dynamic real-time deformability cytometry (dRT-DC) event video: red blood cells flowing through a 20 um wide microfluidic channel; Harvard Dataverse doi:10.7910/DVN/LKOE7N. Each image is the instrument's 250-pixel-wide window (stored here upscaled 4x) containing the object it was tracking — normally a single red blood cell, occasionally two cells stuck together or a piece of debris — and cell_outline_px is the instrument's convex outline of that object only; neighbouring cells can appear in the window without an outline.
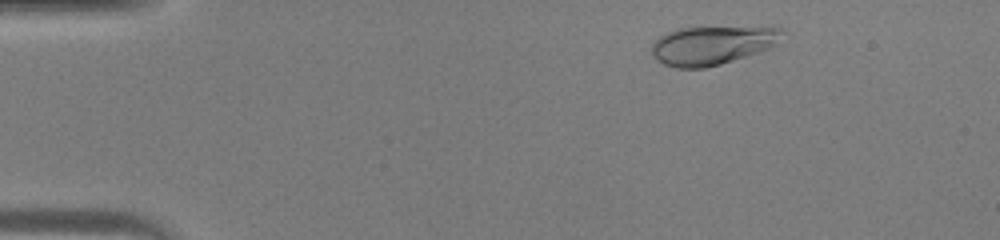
{"species": "human", "species_latin": "Homo sapiens", "temperature_condition": "warm", "stored_images_in_passage": 42, "camera_frame_rate_fps": 3000, "um_per_image_px": 0.085, "donor": {"sex": "male"}, "frame": {"image": 1, "passage_image": 4, "time_ms": 1.0, "image_size_px": [1000, 240], "cell_outline_px": [[784, 32], [768, 48], [720, 64], [704, 68], [676, 68], [664, 64], [656, 60], [652, 56], [652, 44], [660, 36], [676, 28], [772, 24], [776, 24]], "centroid_in_image_um": [60.55, 3.78], "position_along_channel_um": 24.4, "area_um2": 30.06}}
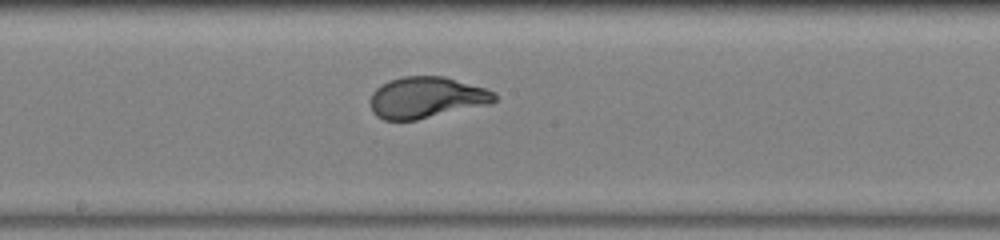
{"frame": {"image": 2, "passage_image": 22, "time_ms": 7.0, "image_size_px": [1000, 240], "cell_outline_px": [[496, 100], [492, 104], [416, 120], [384, 120], [376, 116], [372, 112], [368, 100], [372, 92], [380, 84], [388, 80], [404, 76], [444, 76], [484, 88], [496, 92]], "centroid_in_image_um": [36.21, 8.29], "position_along_channel_um": 212.0, "area_um2": 30.29}}
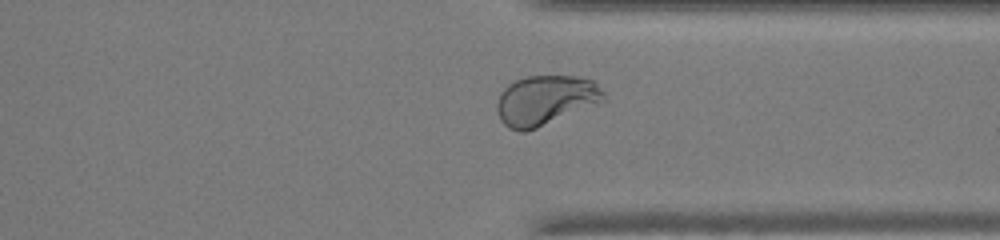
{"frame": {"image": 3, "passage_image": 32, "time_ms": 10.333, "image_size_px": [1000, 240], "cell_outline_px": [[604, 100], [600, 104], [536, 128], [524, 132], [520, 132], [508, 128], [500, 120], [496, 108], [496, 104], [500, 92], [508, 84], [524, 76], [580, 76], [592, 80], [604, 92]], "centroid_in_image_um": [46.35, 8.52], "position_along_channel_um": 365.0, "area_um2": 31.27}}